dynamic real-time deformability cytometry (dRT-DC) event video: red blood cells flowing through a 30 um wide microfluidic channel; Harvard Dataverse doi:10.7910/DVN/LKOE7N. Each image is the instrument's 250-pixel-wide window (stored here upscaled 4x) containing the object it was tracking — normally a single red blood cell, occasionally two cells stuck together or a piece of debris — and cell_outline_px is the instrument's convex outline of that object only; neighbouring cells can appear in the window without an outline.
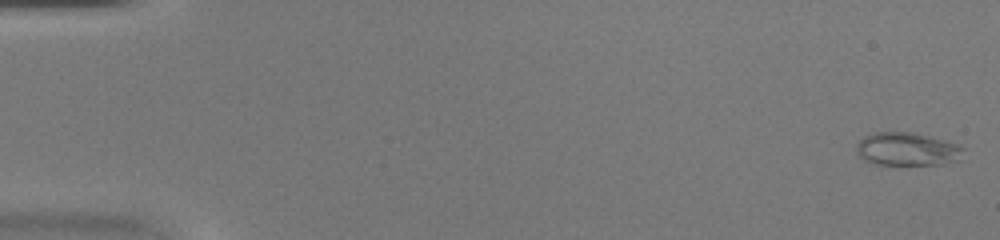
{"species": "common noctule bat (a hibernating species)", "species_latin": "Nyctalus noctula", "temperature_condition": "warm", "stored_images_in_passage": 45, "camera_frame_rate_fps": 3000, "um_per_image_px": 0.085, "animal": {"sex": "female", "body_mass_g": 20.0, "forearm_length_mm": 54.0}, "frame": {"image": 1, "passage_image": 1, "time_ms": 0.0, "image_size_px": [1000, 240], "cell_outline_px": [[964, 148], [960, 160], [944, 164], [876, 164], [864, 160], [856, 152], [856, 144], [864, 136], [876, 132], [912, 132], [928, 136], [956, 144]], "centroid_in_image_um": [77.09, 12.68], "position_along_channel_um": 7.9, "area_um2": 20.52}}
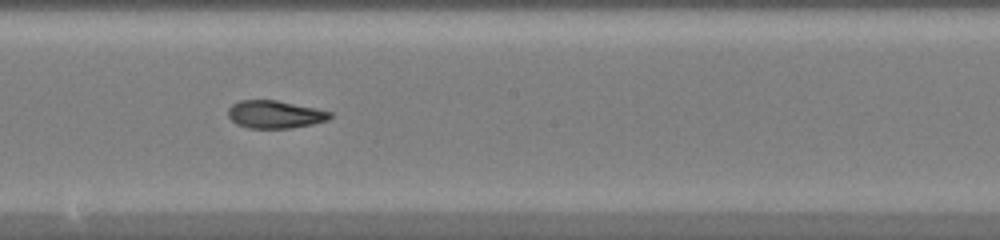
{"frame": {"image": 2, "passage_image": 26, "time_ms": 8.333, "image_size_px": [1000, 240], "cell_outline_px": [[332, 116], [328, 120], [312, 124], [288, 128], [248, 128], [236, 124], [228, 116], [228, 108], [232, 104], [240, 100], [276, 100], [316, 108], [332, 112]], "centroid_in_image_um": [23.36, 9.72], "position_along_channel_um": 224.8, "area_um2": 16.47}}
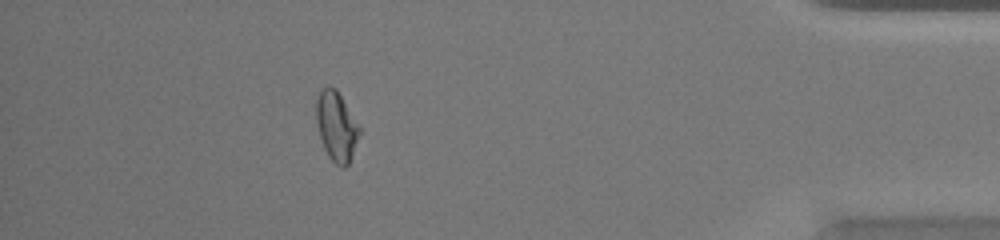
{"frame": {"image": 3, "passage_image": 41, "time_ms": 13.333, "image_size_px": [1000, 240], "cell_outline_px": [[360, 132], [348, 164], [344, 168], [340, 168], [328, 156], [324, 148], [316, 124], [316, 100], [320, 92], [328, 84], [336, 88], [360, 128]], "centroid_in_image_um": [28.57, 10.73], "position_along_channel_um": 406.6, "area_um2": 17.22}}